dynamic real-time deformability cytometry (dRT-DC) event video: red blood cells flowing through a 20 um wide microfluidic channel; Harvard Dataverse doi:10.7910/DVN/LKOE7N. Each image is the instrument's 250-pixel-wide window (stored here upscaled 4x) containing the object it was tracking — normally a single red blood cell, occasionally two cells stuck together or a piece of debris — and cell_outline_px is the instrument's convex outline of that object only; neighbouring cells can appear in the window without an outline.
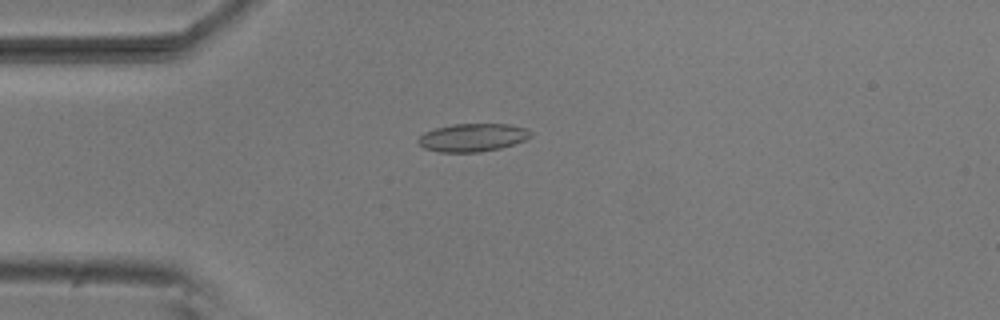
{"species": "common noctule bat (a hibernating species)", "species_latin": "Nyctalus noctula", "temperature_condition": "room temperature", "stored_images_in_passage": 47, "camera_frame_rate_fps": 3000, "um_per_image_px": 0.085, "animal": {"sex": "male", "body_mass_g": 20.5, "forearm_length_mm": 52.5}, "frame": {"image": 1, "passage_image": 13, "time_ms": 4.0, "image_size_px": [1000, 320], "cell_outline_px": [[532, 136], [524, 140], [500, 148], [480, 152], [440, 152], [424, 148], [416, 140], [424, 132], [436, 128], [452, 124], [508, 124], [524, 128], [532, 132]], "centroid_in_image_um": [40.15, 11.69], "position_along_channel_um": 44.8, "area_um2": 18.26}}
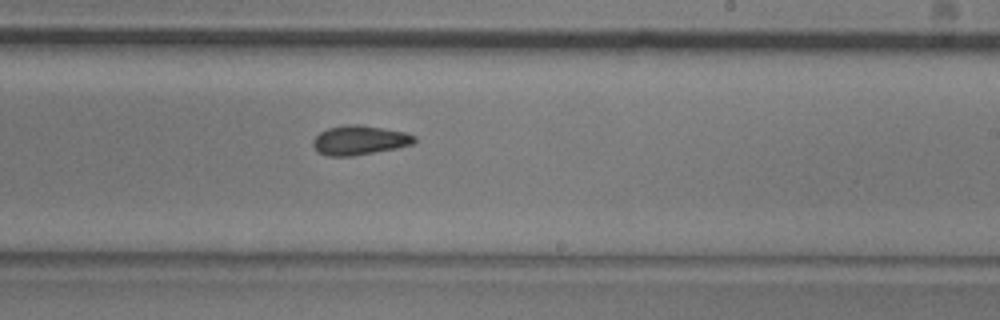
{"frame": {"image": 2, "passage_image": 31, "time_ms": 10.0, "image_size_px": [1000, 320], "cell_outline_px": [[416, 140], [412, 144], [396, 148], [352, 156], [328, 156], [320, 152], [312, 144], [312, 140], [320, 132], [328, 128], [344, 124], [360, 124], [408, 132], [416, 136]], "centroid_in_image_um": [30.58, 11.9], "position_along_channel_um": 258.4, "area_um2": 17.4}}
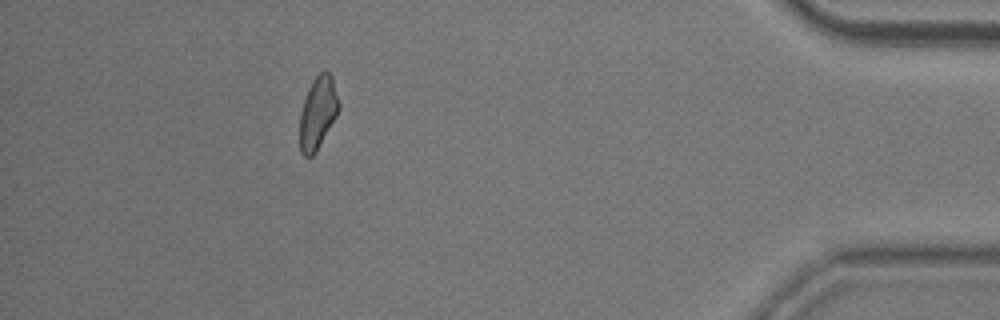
{"frame": {"image": 3, "passage_image": 47, "time_ms": 15.333, "image_size_px": [1000, 320], "cell_outline_px": [[340, 108], [336, 116], [316, 152], [312, 156], [304, 156], [300, 152], [300, 112], [308, 88], [312, 80], [324, 68], [332, 76], [340, 104]], "centroid_in_image_um": [27.02, 9.56], "position_along_channel_um": 408.2, "area_um2": 16.53}, "authors_computed_cell_mechanics": {"area_um2": 17.2244, "velocity_mm_per_s": 3.8246, "shape_relaxation_time_tau1_ms": null, "shape_relaxation_time_tau2_ms": 3.8984, "deformation_change_tau1": null, "deformation_change_tau2": 0.0861}}